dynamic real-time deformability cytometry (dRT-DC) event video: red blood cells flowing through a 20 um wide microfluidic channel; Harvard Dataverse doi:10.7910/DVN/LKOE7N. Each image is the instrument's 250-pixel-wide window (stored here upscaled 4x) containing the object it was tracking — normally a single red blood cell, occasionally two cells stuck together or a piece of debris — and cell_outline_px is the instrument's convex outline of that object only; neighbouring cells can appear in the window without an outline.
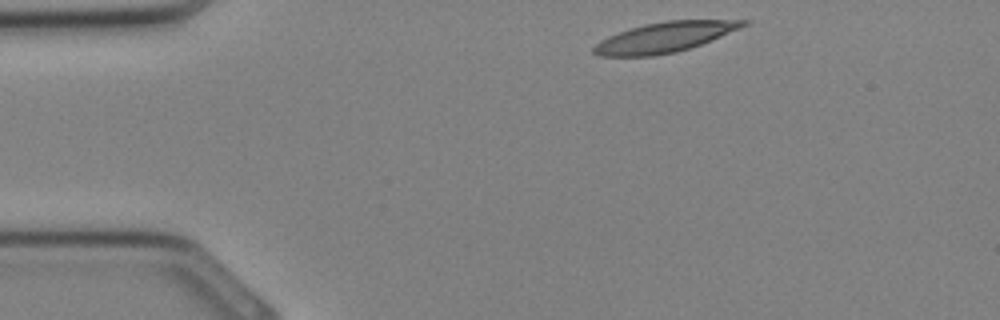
{"species": "Egyptian fruit bat (a non-hibernating species)", "species_latin": "Rousettus aegyptiacus", "temperature_condition": "cold", "stored_images_in_passage": 28, "camera_frame_rate_fps": 3000, "um_per_image_px": 0.085, "animal": {"sex": "female"}, "frame": {"image": 1, "passage_image": 1, "time_ms": 0.0, "image_size_px": [1000, 320], "cell_outline_px": [[752, 20], [748, 24], [740, 28], [700, 44], [676, 52], [652, 56], [596, 56], [592, 52], [592, 48], [600, 40], [608, 36], [644, 24], [668, 20]], "centroid_in_image_um": [56.46, 3.17], "position_along_channel_um": 28.5, "area_um2": 25.95}}
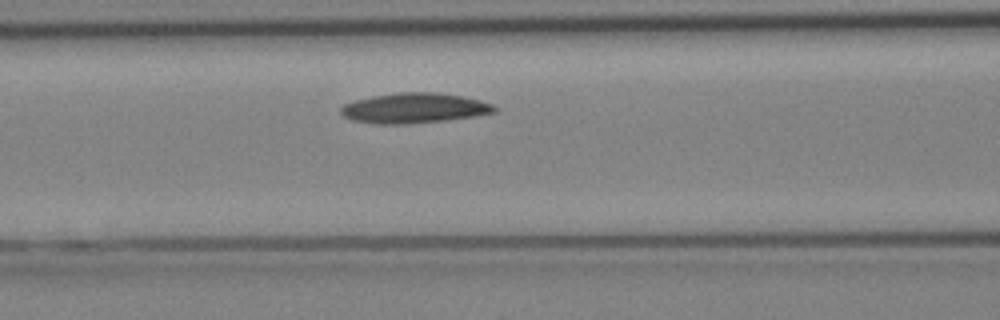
{"frame": {"image": 2, "passage_image": 9, "time_ms": 2.667, "image_size_px": [1000, 320], "cell_outline_px": [[496, 112], [476, 116], [444, 120], [408, 124], [376, 124], [352, 120], [344, 116], [340, 112], [340, 108], [344, 104], [356, 100], [372, 96], [400, 92], [436, 92], [460, 96], [480, 100], [492, 104], [496, 108]], "centroid_in_image_um": [35.2, 9.19], "position_along_channel_um": 131.4, "area_um2": 26.88}}
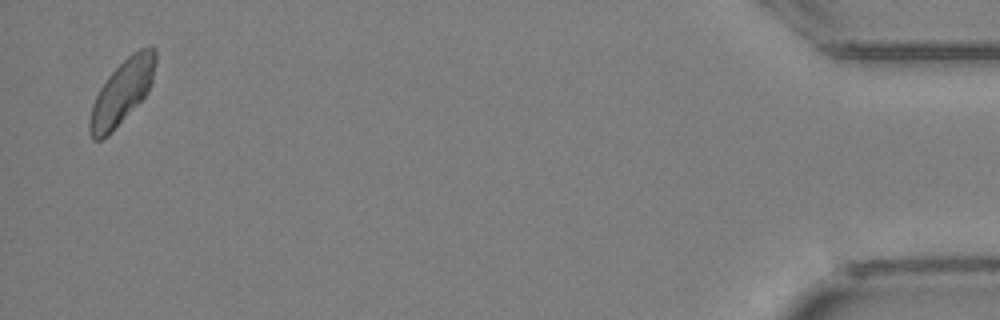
{"frame": {"image": 3, "passage_image": 28, "time_ms": 9.0, "image_size_px": [1000, 320], "cell_outline_px": [[156, 64], [152, 80], [148, 92], [108, 136], [100, 140], [92, 140], [88, 132], [88, 124], [92, 104], [104, 80], [132, 52], [140, 48], [152, 44], [156, 48]], "centroid_in_image_um": [10.37, 7.81], "position_along_channel_um": 424.8, "area_um2": 24.68}}